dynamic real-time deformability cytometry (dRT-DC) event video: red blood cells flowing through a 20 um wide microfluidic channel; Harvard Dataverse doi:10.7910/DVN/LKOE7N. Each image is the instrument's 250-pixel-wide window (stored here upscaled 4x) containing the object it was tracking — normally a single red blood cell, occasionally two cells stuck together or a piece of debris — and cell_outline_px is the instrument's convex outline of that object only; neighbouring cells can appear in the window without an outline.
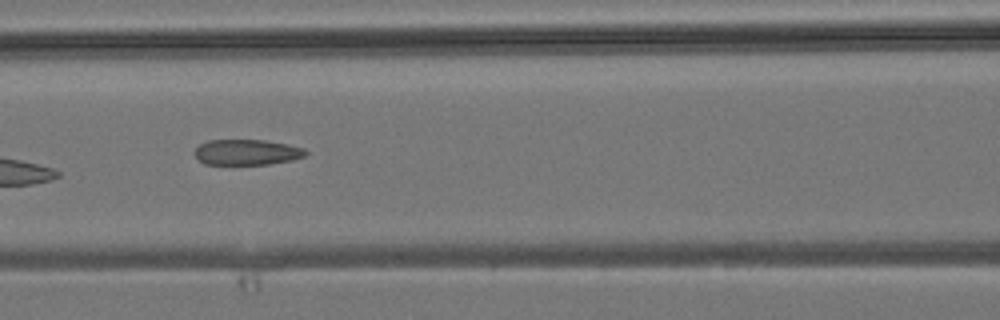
{"species": "common noctule bat (a hibernating species)", "species_latin": "Nyctalus noctula", "temperature_condition": "room temperature", "stored_images_in_passage": 5, "camera_frame_rate_fps": 3000, "um_per_image_px": 0.085, "animal": {"sex": "male", "body_mass_g": 19.2, "forearm_length_mm": 51.8}, "frame": {"image": 1, "passage_image": 5, "time_ms": 4.667, "image_size_px": [1000, 320], "cell_outline_px": [[308, 152], [304, 156], [292, 160], [268, 164], [204, 164], [196, 156], [196, 148], [200, 144], [208, 140], [264, 140], [288, 144], [304, 148]], "centroid_in_image_um": [21.01, 12.93], "position_along_channel_um": 145.6, "area_um2": 16.42}}